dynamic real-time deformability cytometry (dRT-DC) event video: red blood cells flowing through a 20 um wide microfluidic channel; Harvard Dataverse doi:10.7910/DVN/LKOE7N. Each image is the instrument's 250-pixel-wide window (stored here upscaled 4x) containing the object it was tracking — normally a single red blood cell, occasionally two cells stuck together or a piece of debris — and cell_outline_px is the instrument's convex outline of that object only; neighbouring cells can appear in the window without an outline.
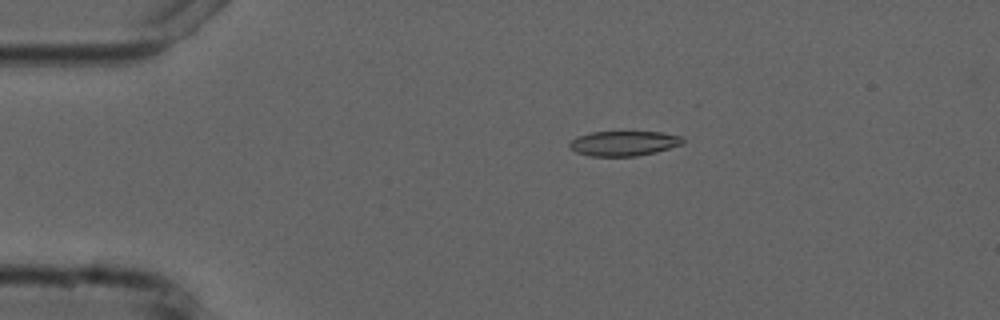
{"species": "common noctule bat (a hibernating species)", "species_latin": "Nyctalus noctula", "temperature_condition": "cold", "stored_images_in_passage": 55, "camera_frame_rate_fps": 3000, "um_per_image_px": 0.085, "animal": {"sex": "male", "forearm_length_mm": 52.5}, "frame": {"image": 1, "passage_image": 11, "time_ms": 3.333, "image_size_px": [1000, 320], "cell_outline_px": [[684, 144], [656, 152], [636, 156], [592, 156], [576, 152], [568, 148], [568, 144], [576, 136], [592, 132], [660, 132], [684, 136]], "centroid_in_image_um": [53.03, 12.18], "position_along_channel_um": 32.0, "area_um2": 16.59}}
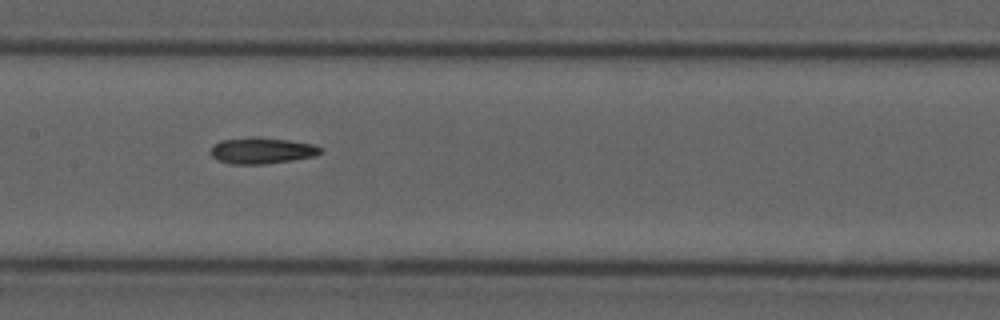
{"frame": {"image": 2, "passage_image": 27, "time_ms": 8.667, "image_size_px": [1000, 320], "cell_outline_px": [[324, 152], [312, 156], [292, 160], [264, 164], [228, 164], [216, 160], [212, 156], [212, 144], [220, 140], [288, 140], [312, 144], [324, 148]], "centroid_in_image_um": [22.27, 12.86], "position_along_channel_um": 185.1, "area_um2": 15.95}}
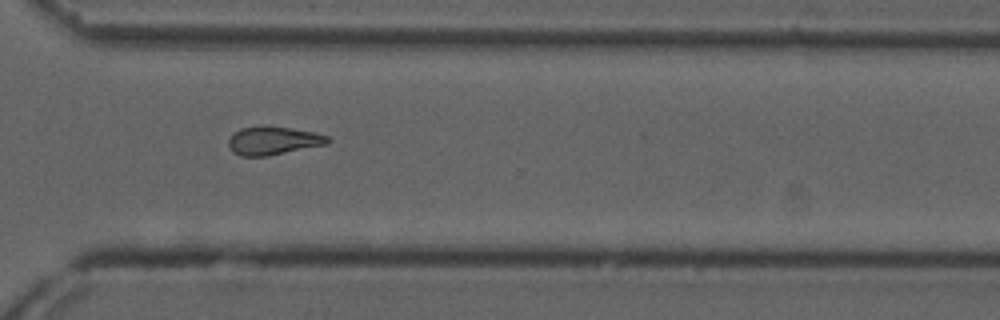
{"frame": {"image": 3, "passage_image": 40, "time_ms": 13.0, "image_size_px": [1000, 320], "cell_outline_px": [[332, 140], [328, 144], [268, 156], [240, 156], [232, 152], [228, 144], [228, 140], [232, 132], [240, 128], [260, 124], [292, 128], [312, 132], [328, 136]], "centroid_in_image_um": [23.19, 11.94], "position_along_channel_um": 347.4, "area_um2": 16.82}, "authors_computed_cell_mechanics": {"area_um2": 16.5886, "velocity_mm_per_s": 3.7558, "shape_relaxation_time_tau1_ms": null, "shape_relaxation_time_tau2_ms": 4.7024, "deformation_change_tau1": null, "deformation_change_tau2": 0.131}}